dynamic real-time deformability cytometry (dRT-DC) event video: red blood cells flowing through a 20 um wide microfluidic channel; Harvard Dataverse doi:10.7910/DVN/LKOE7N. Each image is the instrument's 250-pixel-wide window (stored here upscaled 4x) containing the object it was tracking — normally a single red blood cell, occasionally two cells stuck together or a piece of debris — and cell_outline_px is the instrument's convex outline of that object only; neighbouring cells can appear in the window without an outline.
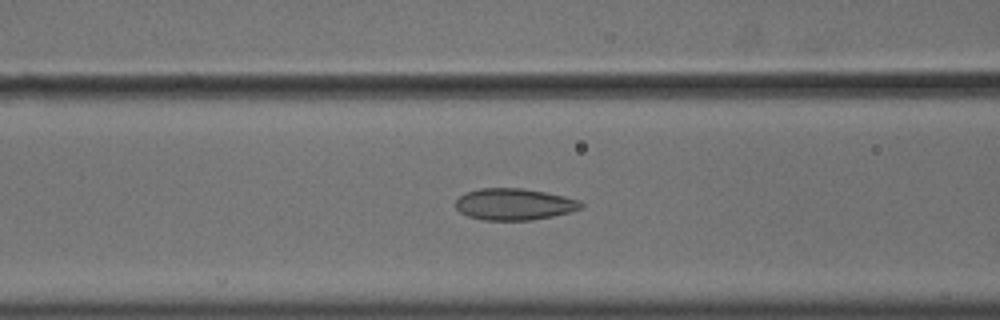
{"species": "common noctule bat (a hibernating species)", "species_latin": "Nyctalus noctula", "temperature_condition": "cold", "stored_images_in_passage": 57, "camera_frame_rate_fps": 3000, "um_per_image_px": 0.085, "animal": {"sex": "male", "body_mass_g": 18.8}, "frame": {"image": 1, "passage_image": 24, "time_ms": 7.667, "image_size_px": [1000, 320], "cell_outline_px": [[584, 208], [572, 212], [532, 220], [484, 220], [468, 216], [460, 212], [456, 208], [456, 200], [460, 196], [468, 192], [480, 188], [524, 188], [544, 192], [580, 200], [584, 204]], "centroid_in_image_um": [43.74, 17.36], "position_along_channel_um": 122.9, "area_um2": 23.12}}
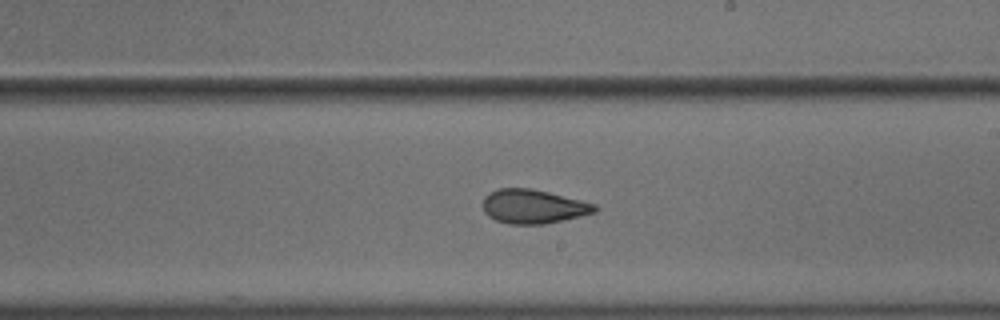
{"frame": {"image": 2, "passage_image": 34, "time_ms": 11.0, "image_size_px": [1000, 320], "cell_outline_px": [[600, 208], [596, 212], [564, 220], [544, 224], [508, 224], [496, 220], [488, 216], [484, 212], [484, 196], [488, 192], [496, 188], [532, 188], [596, 204]], "centroid_in_image_um": [45.32, 17.55], "position_along_channel_um": 243.7, "area_um2": 22.31}}
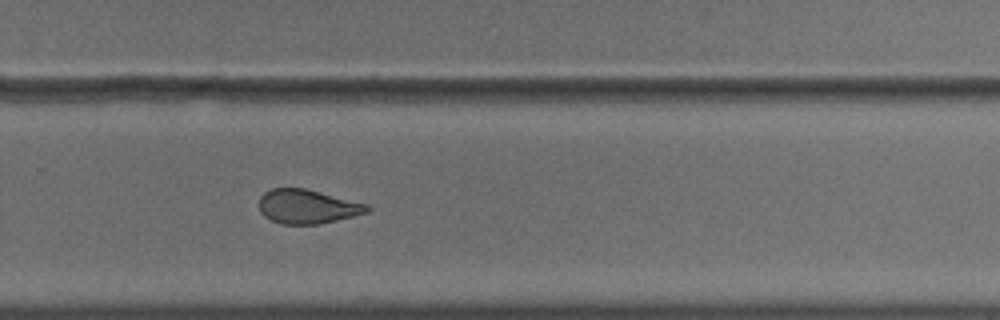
{"frame": {"image": 3, "passage_image": 39, "time_ms": 12.667, "image_size_px": [1000, 320], "cell_outline_px": [[372, 208], [368, 212], [320, 224], [280, 224], [264, 216], [260, 212], [260, 196], [264, 192], [272, 188], [304, 188], [368, 204]], "centroid_in_image_um": [26.12, 17.56], "position_along_channel_um": 303.7, "area_um2": 21.39}, "authors_computed_cell_mechanics": {"area_um2": 24.1604, "velocity_mm_per_s": 3.6194, "shape_relaxation_time_tau1_ms": null, "shape_relaxation_time_tau2_ms": 1.6955, "deformation_change_tau1": null, "deformation_change_tau2": 0.0679}}